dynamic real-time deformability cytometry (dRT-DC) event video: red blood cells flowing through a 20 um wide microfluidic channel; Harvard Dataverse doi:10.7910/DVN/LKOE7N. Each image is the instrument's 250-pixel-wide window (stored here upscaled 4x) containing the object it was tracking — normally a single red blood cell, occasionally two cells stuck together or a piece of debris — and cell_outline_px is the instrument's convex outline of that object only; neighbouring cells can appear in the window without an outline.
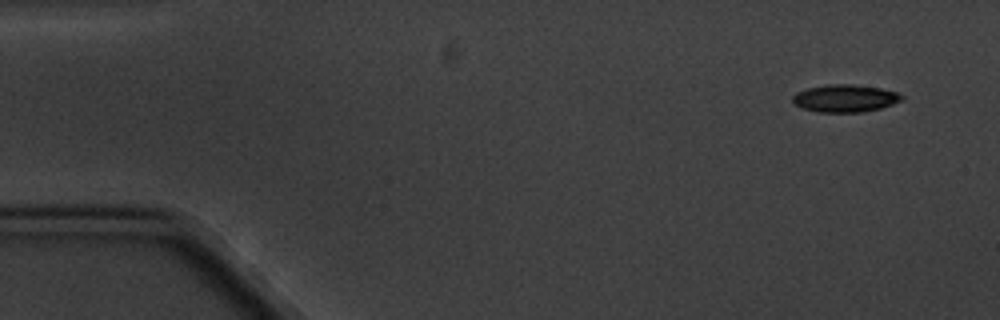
{"species": "common noctule bat (a hibernating species)", "species_latin": "Nyctalus noctula", "temperature_condition": "cold", "stored_images_in_passage": 5, "camera_frame_rate_fps": 3000, "um_per_image_px": 0.085, "animal": {"sex": "male", "body_mass_g": 20.1, "forearm_length_mm": 53.5}, "frame": {"image": 1, "passage_image": 1, "time_ms": 0.0, "image_size_px": [1000, 320], "cell_outline_px": [[904, 100], [880, 108], [864, 112], [816, 112], [800, 108], [792, 100], [792, 96], [796, 92], [808, 88], [828, 84], [852, 84], [880, 88], [896, 92], [904, 96]], "centroid_in_image_um": [71.82, 8.36], "position_along_channel_um": 13.2, "area_um2": 17.57}}
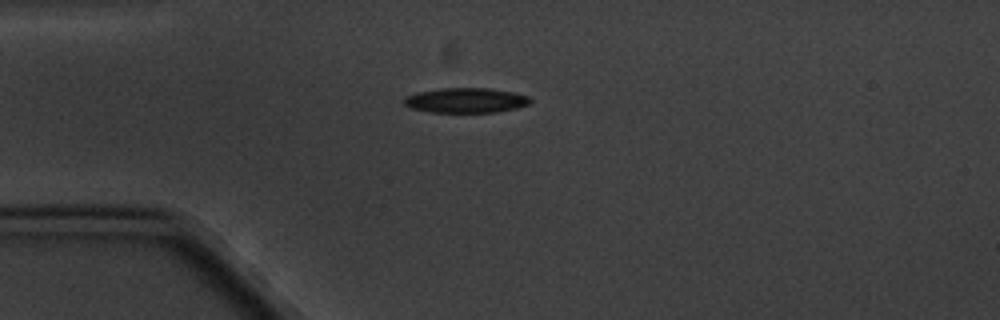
{"frame": {"image": 2, "passage_image": 4, "time_ms": 3.667, "image_size_px": [1000, 320], "cell_outline_px": [[532, 100], [528, 104], [516, 108], [496, 112], [432, 112], [408, 108], [404, 104], [404, 96], [416, 92], [444, 88], [488, 88], [512, 92], [528, 96]], "centroid_in_image_um": [39.55, 8.53], "position_along_channel_um": 45.4, "area_um2": 18.32}}